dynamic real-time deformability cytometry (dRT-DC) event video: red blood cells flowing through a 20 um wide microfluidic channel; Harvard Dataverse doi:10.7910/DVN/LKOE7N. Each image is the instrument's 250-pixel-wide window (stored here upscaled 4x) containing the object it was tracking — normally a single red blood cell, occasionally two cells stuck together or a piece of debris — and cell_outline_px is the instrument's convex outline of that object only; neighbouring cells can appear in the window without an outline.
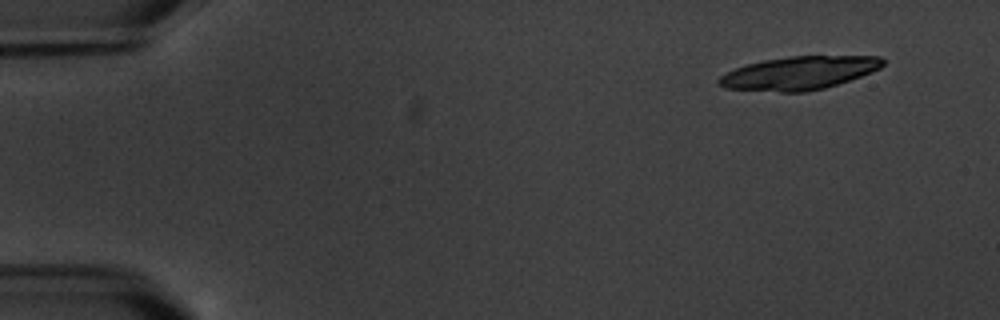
{"species": "common noctule bat (a hibernating species)", "species_latin": "Nyctalus noctula", "temperature_condition": "warm", "stored_images_in_passage": 7, "camera_frame_rate_fps": 3000, "um_per_image_px": 0.085, "animal": {"sex": "male", "body_mass_g": 20.1, "forearm_length_mm": 53.5}, "frame": {"image": 1, "passage_image": 1, "time_ms": 0.0, "image_size_px": [1000, 320], "cell_outline_px": [[884, 64], [880, 68], [872, 72], [824, 88], [804, 92], [780, 92], [724, 88], [716, 84], [716, 80], [720, 76], [736, 68], [748, 64], [764, 60], [788, 56], [880, 56], [884, 60]], "centroid_in_image_um": [67.9, 6.21], "position_along_channel_um": 17.1, "area_um2": 31.62}}